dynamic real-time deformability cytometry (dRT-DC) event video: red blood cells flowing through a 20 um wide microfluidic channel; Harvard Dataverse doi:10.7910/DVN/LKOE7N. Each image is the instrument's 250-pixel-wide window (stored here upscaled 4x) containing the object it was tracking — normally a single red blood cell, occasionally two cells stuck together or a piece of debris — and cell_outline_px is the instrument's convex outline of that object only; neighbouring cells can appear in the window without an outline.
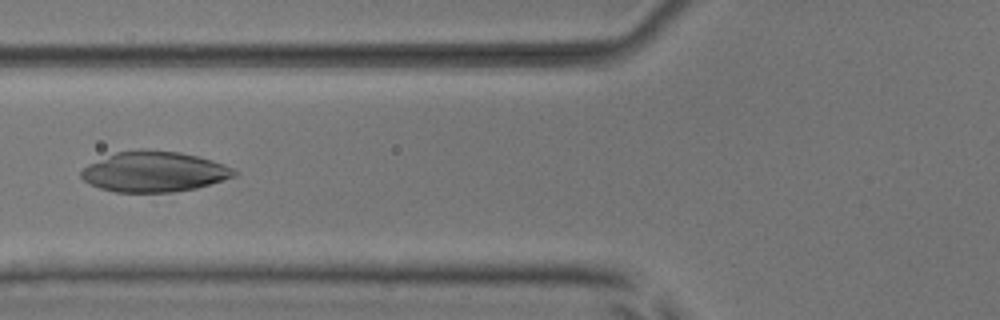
{"species": "common noctule bat (a hibernating species)", "species_latin": "Nyctalus noctula", "temperature_condition": "room temperature", "stored_images_in_passage": 6, "camera_frame_rate_fps": 3000, "um_per_image_px": 0.085, "animal": {"sex": "male", "body_mass_g": 17.9, "forearm_length_mm": 54.2}, "frame": {"image": 1, "passage_image": 6, "time_ms": 6.667, "image_size_px": [1000, 320], "cell_outline_px": [[240, 172], [236, 176], [196, 188], [172, 192], [116, 192], [100, 188], [84, 180], [80, 176], [80, 172], [88, 164], [116, 152], [144, 148], [180, 152], [212, 160], [224, 164]], "centroid_in_image_um": [13.12, 14.58], "position_along_channel_um": 112.7, "area_um2": 36.07}}